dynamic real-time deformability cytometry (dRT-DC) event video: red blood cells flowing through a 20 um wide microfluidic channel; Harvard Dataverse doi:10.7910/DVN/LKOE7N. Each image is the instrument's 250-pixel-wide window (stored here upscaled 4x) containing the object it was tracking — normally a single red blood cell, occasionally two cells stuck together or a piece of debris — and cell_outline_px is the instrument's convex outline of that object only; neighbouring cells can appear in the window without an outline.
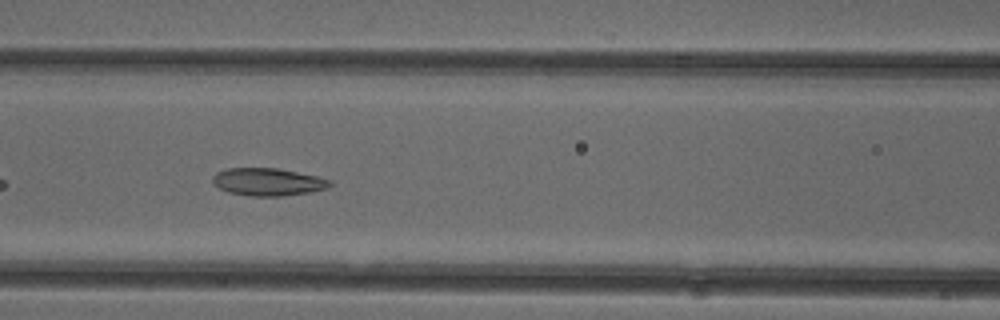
{"species": "common noctule bat (a hibernating species)", "species_latin": "Nyctalus noctula", "temperature_condition": "cold", "stored_images_in_passage": 32, "camera_frame_rate_fps": 3000, "um_per_image_px": 0.085, "animal": {"sex": "female"}, "frame": {"image": 1, "passage_image": 9, "time_ms": 2.667, "image_size_px": [1000, 320], "cell_outline_px": [[332, 184], [328, 188], [308, 192], [280, 196], [252, 196], [228, 192], [212, 184], [212, 176], [216, 172], [228, 168], [276, 168], [316, 176], [332, 180]], "centroid_in_image_um": [22.74, 15.46], "position_along_channel_um": 143.9, "area_um2": 18.79}}
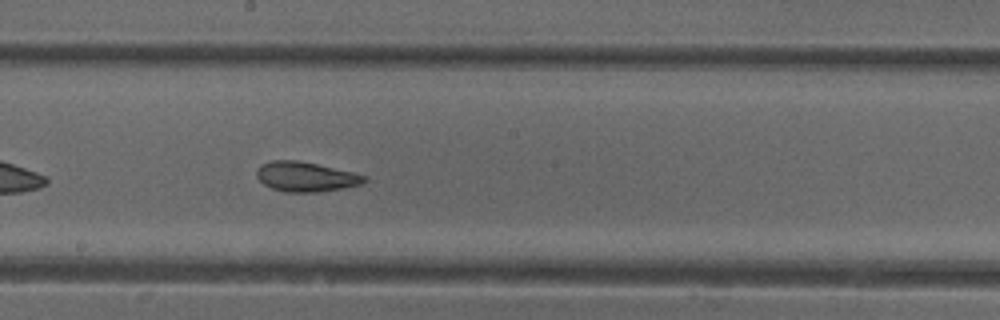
{"frame": {"image": 2, "passage_image": 15, "time_ms": 4.667, "image_size_px": [1000, 320], "cell_outline_px": [[368, 180], [360, 184], [340, 188], [316, 192], [284, 192], [272, 188], [264, 184], [256, 176], [256, 168], [260, 164], [272, 160], [296, 160], [316, 164], [352, 172], [368, 176]], "centroid_in_image_um": [25.95, 15.01], "position_along_channel_um": 222.3, "area_um2": 18.55}}
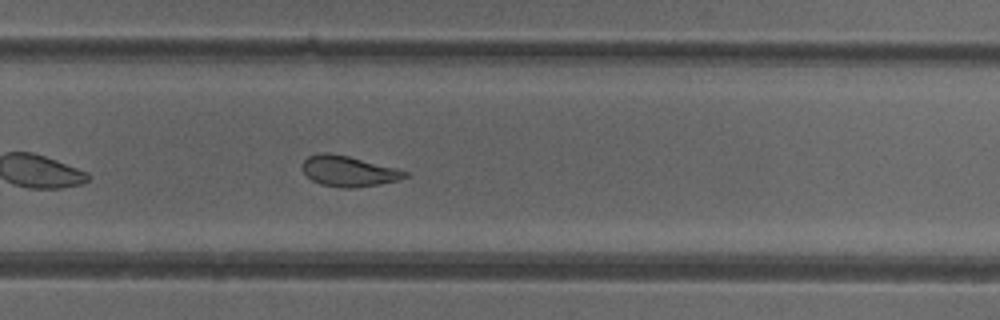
{"frame": {"image": 3, "passage_image": 21, "time_ms": 6.667, "image_size_px": [1000, 320], "cell_outline_px": [[408, 176], [400, 180], [380, 184], [356, 188], [340, 188], [320, 184], [312, 180], [304, 172], [304, 160], [308, 156], [320, 152], [328, 152], [348, 156], [396, 168], [408, 172]], "centroid_in_image_um": [29.65, 14.56], "position_along_channel_um": 300.2, "area_um2": 18.26}, "authors_computed_cell_mechanics": {"area_um2": 18.7561, "velocity_mm_per_s": 3.9229, "shape_relaxation_time_tau1_ms": null, "shape_relaxation_time_tau2_ms": 2.4422, "deformation_change_tau1": null, "deformation_change_tau2": 0.0936}}